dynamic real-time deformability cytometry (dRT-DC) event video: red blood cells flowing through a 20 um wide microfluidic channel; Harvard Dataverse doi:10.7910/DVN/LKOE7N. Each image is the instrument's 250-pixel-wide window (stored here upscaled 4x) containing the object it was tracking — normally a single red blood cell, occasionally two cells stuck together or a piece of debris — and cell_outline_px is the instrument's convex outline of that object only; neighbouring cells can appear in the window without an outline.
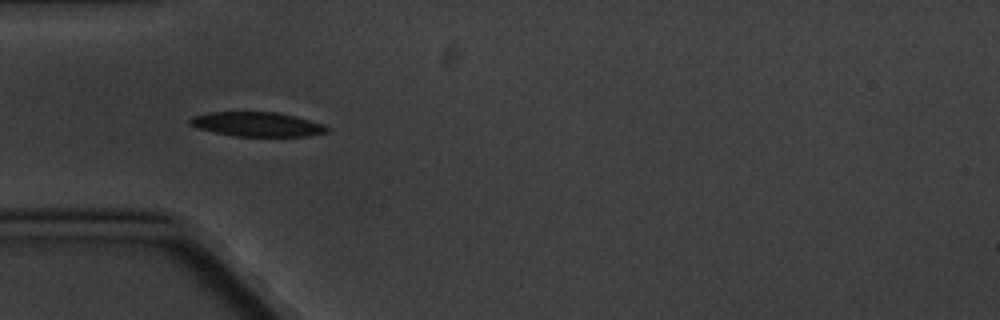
{"species": "common noctule bat (a hibernating species)", "species_latin": "Nyctalus noctula", "temperature_condition": "cold", "stored_images_in_passage": 5, "camera_frame_rate_fps": 3000, "um_per_image_px": 0.085, "animal": {"sex": "male", "body_mass_g": 20.1, "forearm_length_mm": 53.5}, "frame": {"image": 1, "passage_image": 4, "time_ms": 3.333, "image_size_px": [1000, 320], "cell_outline_px": [[332, 128], [328, 132], [308, 136], [236, 136], [196, 128], [188, 124], [188, 120], [192, 116], [208, 112], [276, 112], [296, 116], [324, 124]], "centroid_in_image_um": [21.87, 10.56], "position_along_channel_um": 63.1, "area_um2": 19.65}}